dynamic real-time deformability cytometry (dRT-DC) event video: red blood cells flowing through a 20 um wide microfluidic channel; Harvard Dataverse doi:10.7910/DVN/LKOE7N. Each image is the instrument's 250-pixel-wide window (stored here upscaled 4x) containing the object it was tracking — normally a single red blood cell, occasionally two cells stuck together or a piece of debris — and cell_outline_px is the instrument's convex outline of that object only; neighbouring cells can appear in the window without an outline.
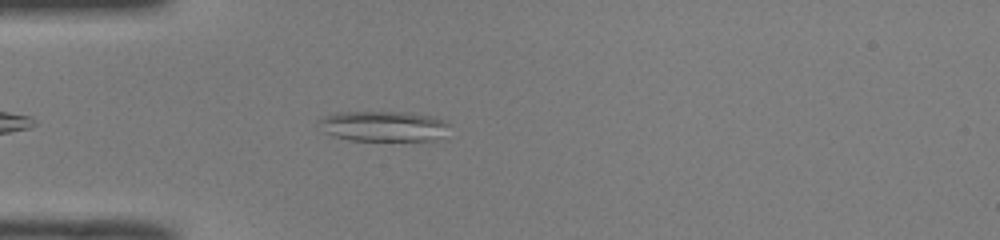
{"species": "common noctule bat (a hibernating species)", "species_latin": "Nyctalus noctula", "temperature_condition": "room temperature", "stored_images_in_passage": 41, "camera_frame_rate_fps": 3000, "um_per_image_px": 0.085, "animal": {"sex": "male", "body_mass_g": 19.0, "forearm_length_mm": 50.8}, "frame": {"image": 1, "passage_image": 5, "time_ms": 1.333, "image_size_px": [1000, 240], "cell_outline_px": [[452, 124], [436, 140], [348, 140], [332, 136], [324, 132], [316, 120], [320, 116], [336, 112], [404, 112], [432, 116], [444, 120]], "centroid_in_image_um": [32.52, 10.71], "position_along_channel_um": 52.5, "area_um2": 23.29}}
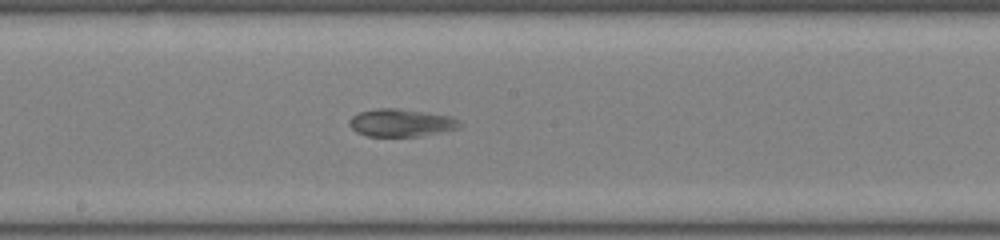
{"frame": {"image": 2, "passage_image": 18, "time_ms": 5.667, "image_size_px": [1000, 240], "cell_outline_px": [[460, 124], [456, 128], [420, 136], [368, 136], [356, 132], [348, 124], [348, 120], [352, 116], [360, 112], [376, 108], [396, 108], [452, 116]], "centroid_in_image_um": [34.01, 10.43], "position_along_channel_um": 214.2, "area_um2": 17.51}}
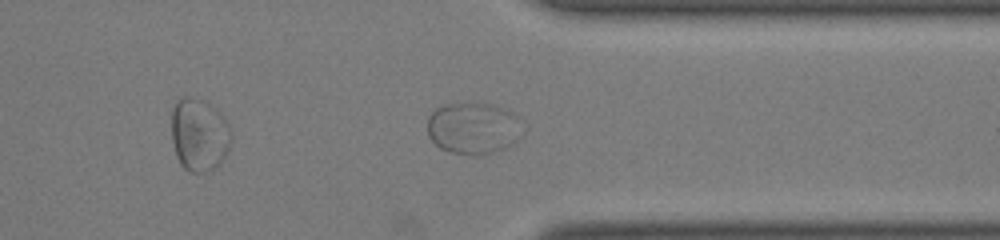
{"frame": {"image": 3, "passage_image": 30, "time_ms": 9.667, "image_size_px": [1000, 240], "cell_outline_px": [[520, 136], [508, 148], [476, 156], [472, 156], [448, 152], [440, 148], [428, 136], [428, 116], [436, 108], [444, 104], [472, 100], [492, 104], [504, 108], [512, 112], [516, 116]], "centroid_in_image_um": [40.17, 10.87], "position_along_channel_um": 371.2, "area_um2": 29.19}}